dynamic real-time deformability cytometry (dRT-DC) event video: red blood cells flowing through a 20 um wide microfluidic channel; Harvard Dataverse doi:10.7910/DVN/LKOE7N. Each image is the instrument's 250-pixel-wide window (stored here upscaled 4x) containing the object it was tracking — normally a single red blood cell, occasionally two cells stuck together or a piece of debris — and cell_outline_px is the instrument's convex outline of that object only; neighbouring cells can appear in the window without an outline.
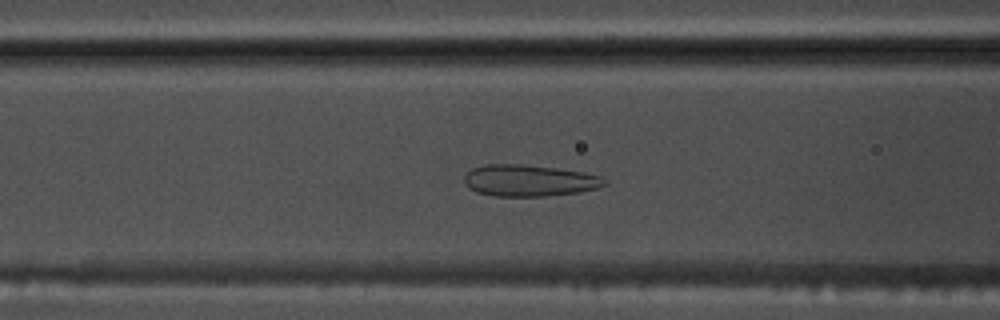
{"species": "common noctule bat (a hibernating species)", "species_latin": "Nyctalus noctula", "temperature_condition": "warm", "stored_images_in_passage": 56, "segment_of_instrument_passage": [1, 2], "camera_frame_rate_fps": 3000, "um_per_image_px": 0.085, "animal": {"sex": "male", "body_mass_g": 17.5, "forearm_length_mm": 52.3}, "frame": {"image": 1, "passage_image": 22, "time_ms": 7.0, "image_size_px": [1000, 320], "cell_outline_px": [[608, 184], [596, 188], [580, 192], [548, 196], [492, 196], [476, 192], [468, 188], [464, 184], [464, 176], [472, 168], [484, 164], [520, 164], [556, 168], [584, 172], [600, 176], [608, 180]], "centroid_in_image_um": [44.97, 15.35], "position_along_channel_um": 121.6, "area_um2": 26.07}}
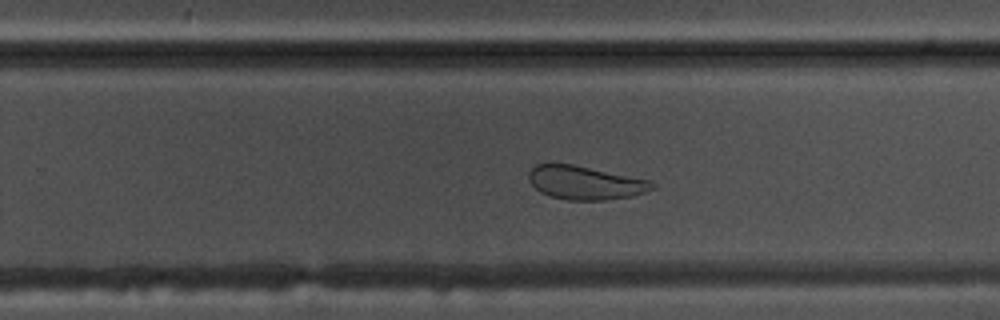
{"frame": {"image": 2, "passage_image": 35, "time_ms": 11.333, "image_size_px": [1000, 320], "cell_outline_px": [[656, 188], [632, 196], [604, 200], [568, 200], [548, 196], [540, 192], [528, 180], [528, 172], [536, 164], [572, 164], [652, 180], [656, 184]], "centroid_in_image_um": [49.76, 15.53], "position_along_channel_um": 280.0, "area_um2": 24.28}}
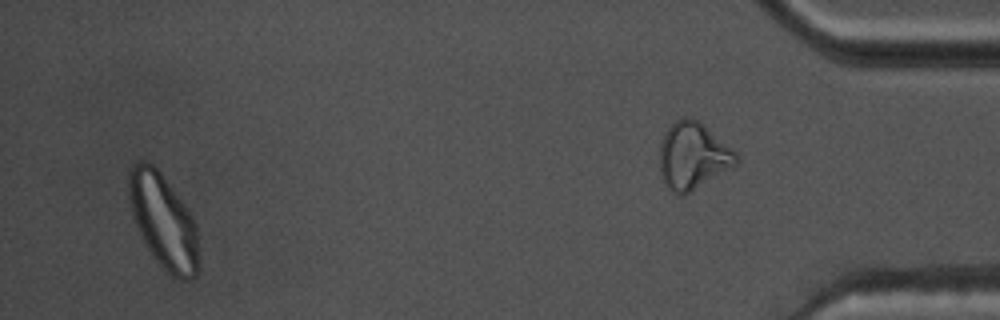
{"frame": {"image": 3, "passage_image": 53, "time_ms": 17.333, "image_size_px": [1000, 320], "cell_outline_px": [[200, 260], [196, 276], [188, 280], [180, 280], [172, 276], [156, 260], [144, 244], [136, 224], [132, 212], [128, 196], [128, 172], [132, 164], [140, 160], [144, 160], [152, 164], [160, 172], [184, 204], [192, 216], [196, 224]], "centroid_in_image_um": [13.89, 18.81], "position_along_channel_um": 421.3, "area_um2": 38.61}}